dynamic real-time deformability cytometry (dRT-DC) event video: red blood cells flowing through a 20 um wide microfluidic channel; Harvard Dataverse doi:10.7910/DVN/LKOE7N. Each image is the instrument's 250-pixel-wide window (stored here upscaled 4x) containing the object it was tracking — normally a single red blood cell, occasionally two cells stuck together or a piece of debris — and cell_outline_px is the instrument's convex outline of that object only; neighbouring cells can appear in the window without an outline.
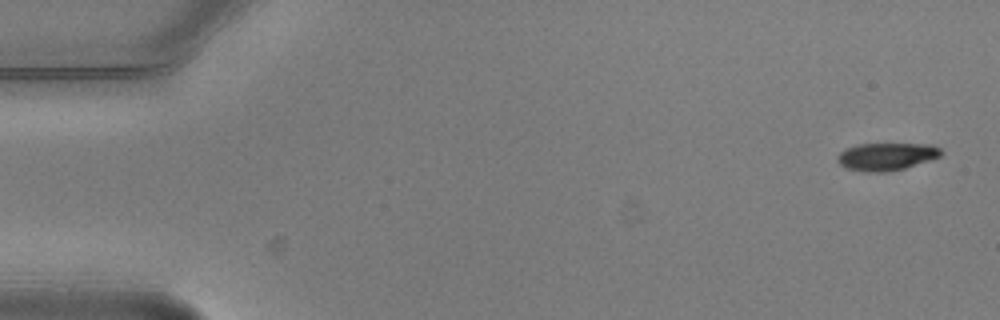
{"species": "common noctule bat (a hibernating species)", "species_latin": "Nyctalus noctula", "temperature_condition": "warm", "stored_images_in_passage": 4, "camera_frame_rate_fps": 3000, "um_per_image_px": 0.085, "animal": {"sex": "male", "body_mass_g": 20.5, "forearm_length_mm": 52.5}, "frame": {"image": 1, "passage_image": 1, "time_ms": 0.0, "image_size_px": [1000, 320], "cell_outline_px": [[944, 152], [940, 156], [904, 168], [884, 172], [864, 172], [844, 168], [836, 160], [836, 156], [840, 152], [848, 148], [860, 144], [932, 144], [940, 148]], "centroid_in_image_um": [75.32, 13.31], "position_along_channel_um": 9.7, "area_um2": 16.59}}